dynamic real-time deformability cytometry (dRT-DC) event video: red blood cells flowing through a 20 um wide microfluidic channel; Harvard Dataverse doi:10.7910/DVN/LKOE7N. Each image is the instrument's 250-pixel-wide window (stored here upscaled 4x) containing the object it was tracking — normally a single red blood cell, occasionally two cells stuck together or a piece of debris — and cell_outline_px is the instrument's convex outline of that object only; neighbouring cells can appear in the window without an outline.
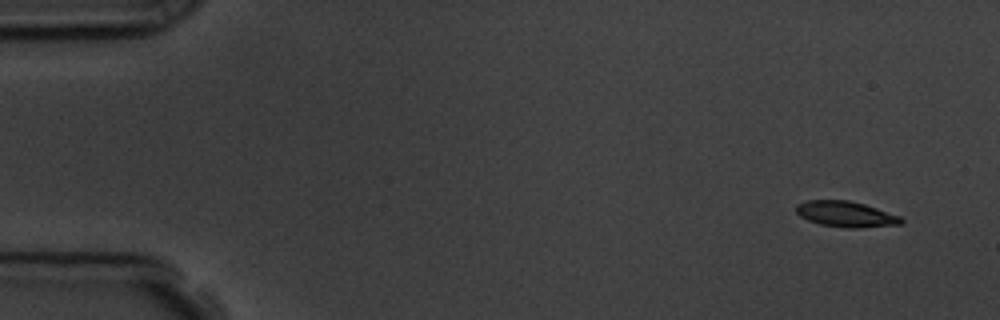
{"species": "common noctule bat (a hibernating species)", "species_latin": "Nyctalus noctula", "temperature_condition": "room temperature", "stored_images_in_passage": 54, "camera_frame_rate_fps": 3000, "um_per_image_px": 0.085, "animal": {"sex": "male", "body_mass_g": 19.5, "forearm_length_mm": 54.6}, "frame": {"image": 1, "passage_image": 1, "time_ms": 0.0, "image_size_px": [1000, 320], "cell_outline_px": [[904, 220], [900, 224], [860, 228], [848, 228], [820, 224], [808, 220], [800, 216], [796, 212], [796, 204], [808, 200], [848, 200], [864, 204], [900, 216]], "centroid_in_image_um": [71.88, 18.2], "position_along_channel_um": 13.1, "area_um2": 15.66}}
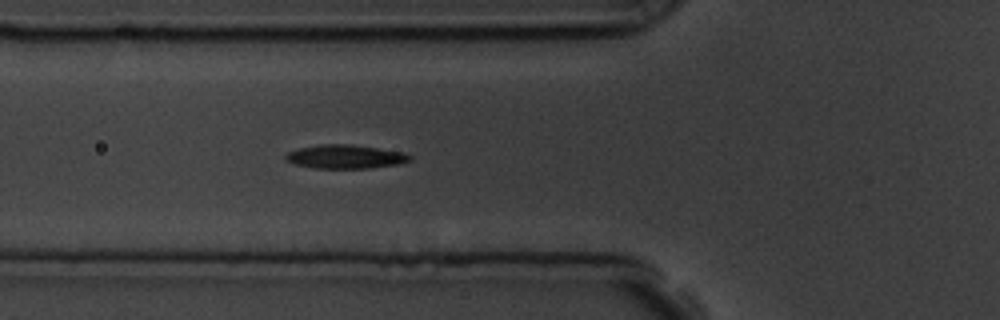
{"frame": {"image": 2, "passage_image": 18, "time_ms": 5.667, "image_size_px": [1000, 320], "cell_outline_px": [[412, 160], [400, 164], [368, 168], [316, 168], [296, 164], [284, 160], [284, 156], [288, 152], [300, 148], [320, 144], [352, 144], [404, 152], [412, 156]], "centroid_in_image_um": [29.38, 13.31], "position_along_channel_um": 96.4, "area_um2": 17.22}}
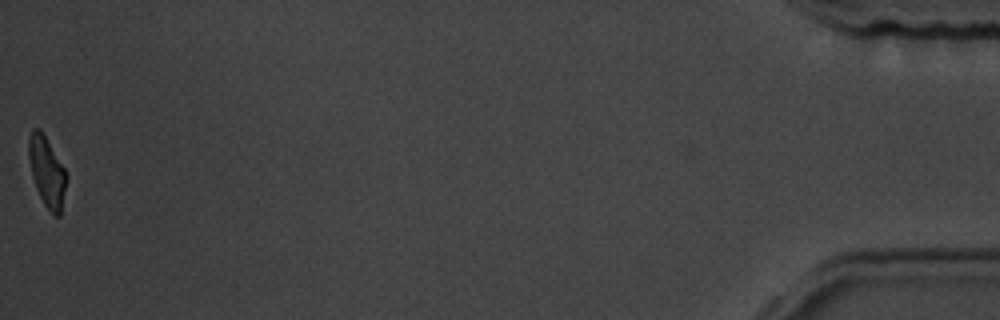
{"frame": {"image": 3, "passage_image": 54, "time_ms": 17.667, "image_size_px": [1000, 320], "cell_outline_px": [[68, 176], [60, 216], [52, 216], [44, 204], [36, 188], [32, 176], [28, 156], [28, 136], [32, 128], [40, 128], [64, 168]], "centroid_in_image_um": [3.98, 14.61], "position_along_channel_um": 431.2, "area_um2": 15.49}, "authors_computed_cell_mechanics": {"area_um2": 16.3574, "velocity_mm_per_s": 3.6161, "shape_relaxation_time_tau1_ms": 3.2972, "shape_relaxation_time_tau2_ms": 2.653, "deformation_change_tau1": 0.1345, "deformation_change_tau2": 0.0842}}